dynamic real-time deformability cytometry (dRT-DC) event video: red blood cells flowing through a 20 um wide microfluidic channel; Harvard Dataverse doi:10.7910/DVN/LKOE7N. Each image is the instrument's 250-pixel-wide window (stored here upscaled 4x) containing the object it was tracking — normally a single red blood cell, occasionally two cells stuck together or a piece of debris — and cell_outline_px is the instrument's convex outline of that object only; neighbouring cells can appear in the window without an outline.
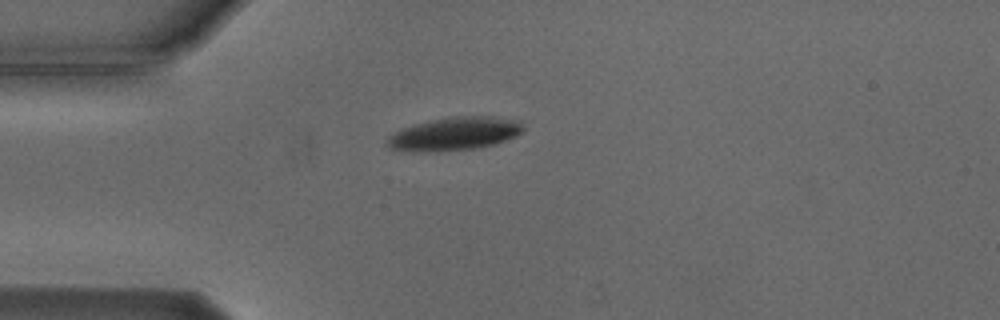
{"species": "Egyptian fruit bat (a non-hibernating species)", "species_latin": "Rousettus aegyptiacus", "temperature_condition": "cold", "stored_images_in_passage": 1, "camera_frame_rate_fps": 3000, "um_per_image_px": 0.085, "animal": {"sex": "male"}, "frame": {"image": 1, "passage_image": 1, "time_ms": 0.0, "image_size_px": [1000, 320], "cell_outline_px": [[524, 132], [516, 136], [492, 144], [472, 148], [436, 152], [412, 152], [388, 148], [384, 144], [388, 136], [400, 128], [412, 124], [452, 116], [492, 116], [520, 120], [524, 128]], "centroid_in_image_um": [38.58, 11.37], "position_along_channel_um": 46.4, "area_um2": 26.65}}